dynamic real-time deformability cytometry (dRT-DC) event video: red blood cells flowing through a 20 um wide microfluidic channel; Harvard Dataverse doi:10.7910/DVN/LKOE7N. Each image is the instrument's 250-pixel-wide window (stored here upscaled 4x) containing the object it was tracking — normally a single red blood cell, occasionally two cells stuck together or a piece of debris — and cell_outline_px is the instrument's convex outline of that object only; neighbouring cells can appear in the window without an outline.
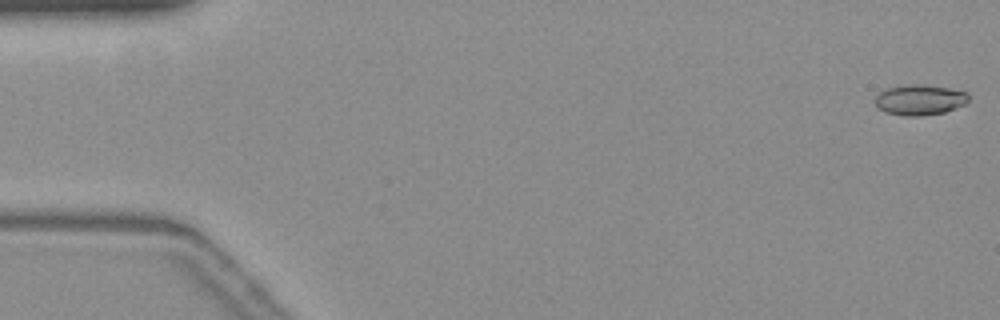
{"species": "common noctule bat (a hibernating species)", "species_latin": "Nyctalus noctula", "temperature_condition": "warm", "stored_images_in_passage": 6, "camera_frame_rate_fps": 3000, "um_per_image_px": 0.085, "animal": {"sex": "female", "body_mass_g": 19.3, "forearm_length_mm": 54.1}, "frame": {"image": 1, "passage_image": 1, "time_ms": 0.0, "image_size_px": [1000, 320], "cell_outline_px": [[968, 100], [964, 104], [944, 112], [920, 116], [904, 116], [884, 112], [876, 104], [876, 96], [880, 92], [888, 88], [904, 84], [920, 84], [948, 88], [968, 92]], "centroid_in_image_um": [78.17, 8.48], "position_along_channel_um": 6.8, "area_um2": 16.47}}